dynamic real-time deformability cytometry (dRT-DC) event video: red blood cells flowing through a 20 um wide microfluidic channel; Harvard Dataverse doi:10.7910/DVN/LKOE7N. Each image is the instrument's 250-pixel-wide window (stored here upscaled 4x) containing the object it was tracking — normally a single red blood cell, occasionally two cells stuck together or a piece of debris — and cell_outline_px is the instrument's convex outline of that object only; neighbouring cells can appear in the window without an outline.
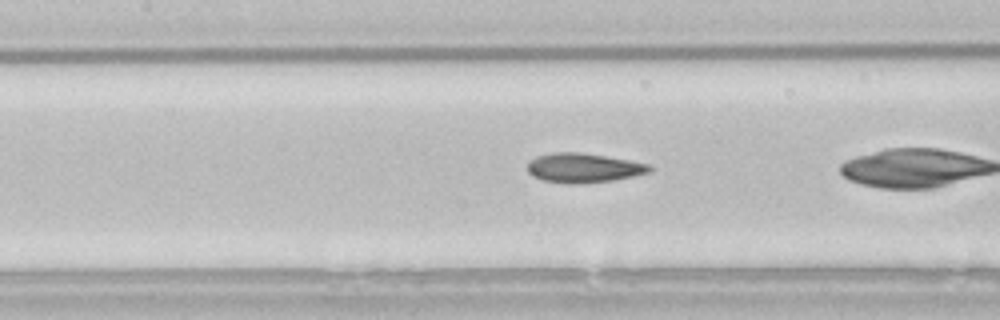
{"species": "common noctule bat (a hibernating species)", "species_latin": "Nyctalus noctula", "temperature_condition": "room temperature", "stored_images_in_passage": 30, "camera_frame_rate_fps": 3000, "um_per_image_px": 0.085, "animal": {"sex": "male", "body_mass_g": 21.5, "forearm_length_mm": 52.0}, "frame": {"image": 1, "passage_image": 16, "time_ms": 5.0, "image_size_px": [1000, 320], "cell_outline_px": [[652, 172], [612, 180], [584, 184], [568, 184], [544, 180], [532, 176], [528, 172], [528, 164], [536, 156], [552, 152], [580, 152], [628, 160], [648, 164], [652, 168]], "centroid_in_image_um": [49.58, 14.28], "position_along_channel_um": 157.8, "area_um2": 20.87}}
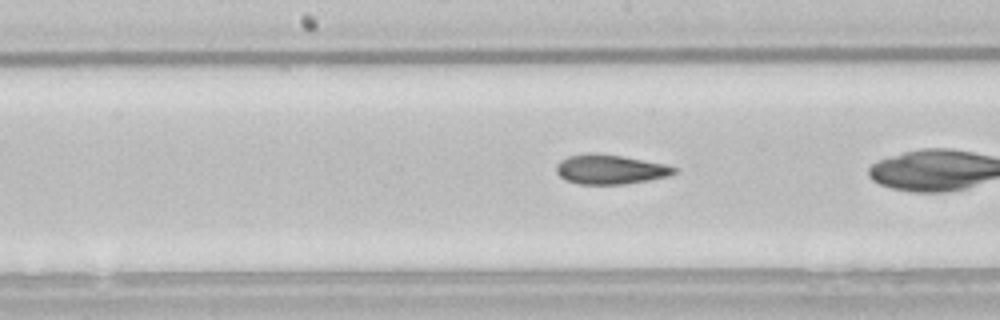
{"frame": {"image": 2, "passage_image": 19, "time_ms": 6.0, "image_size_px": [1000, 320], "cell_outline_px": [[680, 168], [676, 172], [668, 176], [648, 180], [624, 184], [580, 184], [564, 180], [556, 172], [556, 164], [560, 160], [568, 156], [588, 152], [596, 152], [620, 156], [664, 164]], "centroid_in_image_um": [51.83, 14.39], "position_along_channel_um": 196.4, "area_um2": 20.35}}